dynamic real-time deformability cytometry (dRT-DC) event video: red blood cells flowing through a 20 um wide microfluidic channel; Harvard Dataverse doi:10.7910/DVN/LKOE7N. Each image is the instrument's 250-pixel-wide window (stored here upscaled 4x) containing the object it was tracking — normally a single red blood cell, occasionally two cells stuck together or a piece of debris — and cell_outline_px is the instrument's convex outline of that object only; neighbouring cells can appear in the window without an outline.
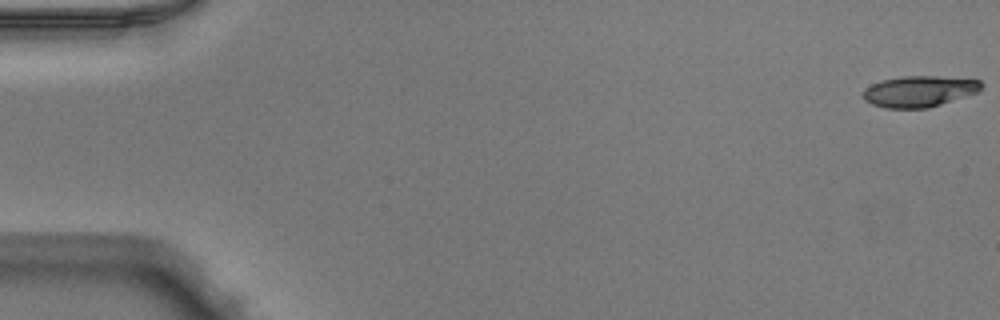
{"species": "Egyptian fruit bat (a non-hibernating species)", "species_latin": "Rousettus aegyptiacus", "temperature_condition": "warm", "stored_images_in_passage": 51, "camera_frame_rate_fps": 3000, "um_per_image_px": 0.085, "animal": {"sex": "male"}, "frame": {"image": 1, "passage_image": 1, "time_ms": 0.0, "image_size_px": [1000, 320], "cell_outline_px": [[984, 84], [976, 92], [928, 108], [884, 108], [872, 104], [864, 100], [864, 88], [872, 84], [884, 80], [900, 76], [936, 76], [980, 80]], "centroid_in_image_um": [78.1, 7.76], "position_along_channel_um": 6.9, "area_um2": 21.15}}
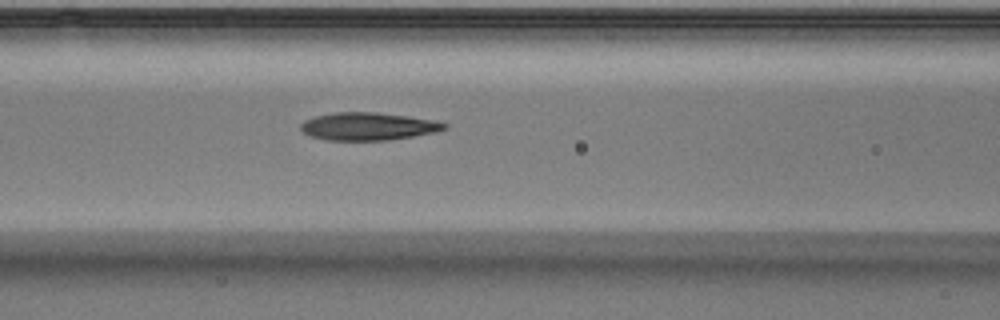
{"frame": {"image": 2, "passage_image": 22, "time_ms": 7.0, "image_size_px": [1000, 320], "cell_outline_px": [[448, 128], [436, 132], [388, 140], [324, 140], [312, 136], [304, 132], [300, 128], [300, 124], [304, 120], [316, 116], [336, 112], [376, 112], [408, 116], [436, 120], [448, 124]], "centroid_in_image_um": [31.31, 10.73], "position_along_channel_um": 135.3, "area_um2": 23.24}}
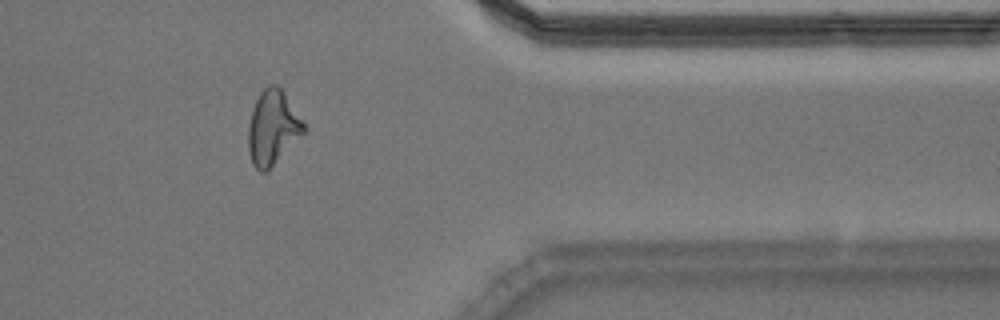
{"frame": {"image": 3, "passage_image": 42, "time_ms": 13.667, "image_size_px": [1000, 320], "cell_outline_px": [[304, 132], [268, 172], [260, 172], [252, 164], [248, 152], [248, 124], [256, 100], [260, 92], [268, 84], [276, 84], [284, 92], [304, 124]], "centroid_in_image_um": [23.14, 10.88], "position_along_channel_um": 388.3, "area_um2": 23.87}, "authors_computed_cell_mechanics": {"area_um2": 22.8888, "velocity_mm_per_s": 4.0313, "shape_relaxation_time_tau1_ms": 5.6467, "shape_relaxation_time_tau2_ms": 2.4916, "deformation_change_tau1": 0.2198, "deformation_change_tau2": 0.1319}}